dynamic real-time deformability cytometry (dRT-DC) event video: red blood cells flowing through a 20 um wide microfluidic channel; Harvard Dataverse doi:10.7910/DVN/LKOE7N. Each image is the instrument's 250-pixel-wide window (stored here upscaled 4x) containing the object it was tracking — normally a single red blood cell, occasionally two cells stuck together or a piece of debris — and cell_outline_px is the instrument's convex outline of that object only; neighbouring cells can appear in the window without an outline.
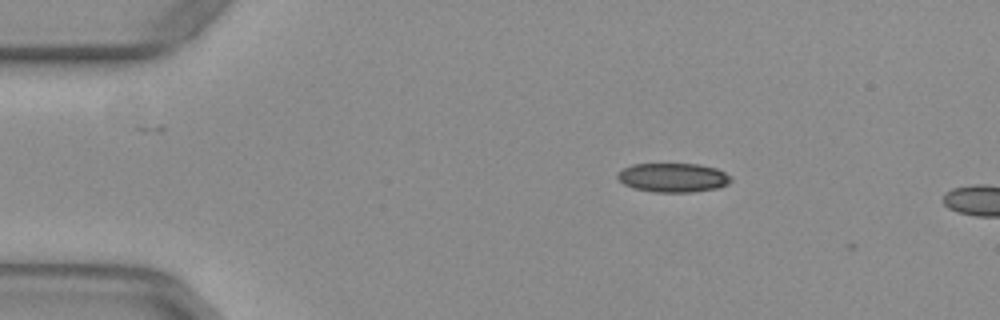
{"species": "common noctule bat (a hibernating species)", "species_latin": "Nyctalus noctula", "temperature_condition": "warm", "stored_images_in_passage": 5, "camera_frame_rate_fps": 3000, "um_per_image_px": 0.085, "animal": {"sex": "female", "body_mass_g": 29.2, "forearm_length_mm": 56.3}, "frame": {"image": 1, "passage_image": 2, "time_ms": 0.333, "image_size_px": [1000, 320], "cell_outline_px": [[732, 180], [728, 184], [716, 188], [692, 192], [652, 192], [632, 188], [624, 184], [616, 176], [624, 168], [632, 164], [700, 164], [716, 168], [732, 176]], "centroid_in_image_um": [57.23, 15.1], "position_along_channel_um": 27.8, "area_um2": 19.25}}